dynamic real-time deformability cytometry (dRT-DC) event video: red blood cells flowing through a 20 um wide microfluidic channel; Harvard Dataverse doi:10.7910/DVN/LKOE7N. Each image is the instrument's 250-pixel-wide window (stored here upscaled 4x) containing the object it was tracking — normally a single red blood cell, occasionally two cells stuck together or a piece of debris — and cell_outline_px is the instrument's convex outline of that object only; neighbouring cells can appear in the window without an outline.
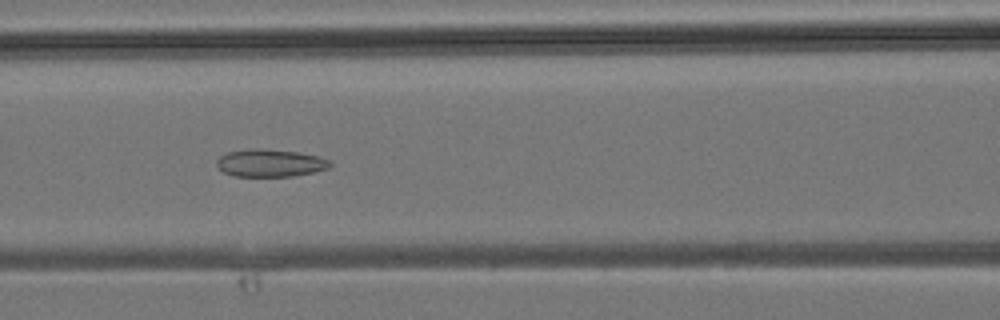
{"species": "common noctule bat (a hibernating species)", "species_latin": "Nyctalus noctula", "temperature_condition": "room temperature", "stored_images_in_passage": 38, "camera_frame_rate_fps": 3000, "um_per_image_px": 0.085, "animal": {"sex": "male", "body_mass_g": 19.2, "forearm_length_mm": 51.8}, "frame": {"image": 1, "passage_image": 16, "time_ms": 5.0, "image_size_px": [1000, 320], "cell_outline_px": [[332, 164], [328, 168], [312, 172], [292, 176], [232, 176], [224, 172], [216, 164], [216, 160], [220, 156], [228, 152], [248, 148], [260, 148], [296, 152], [320, 156], [332, 160]], "centroid_in_image_um": [22.97, 13.84], "position_along_channel_um": 143.6, "area_um2": 18.26}}
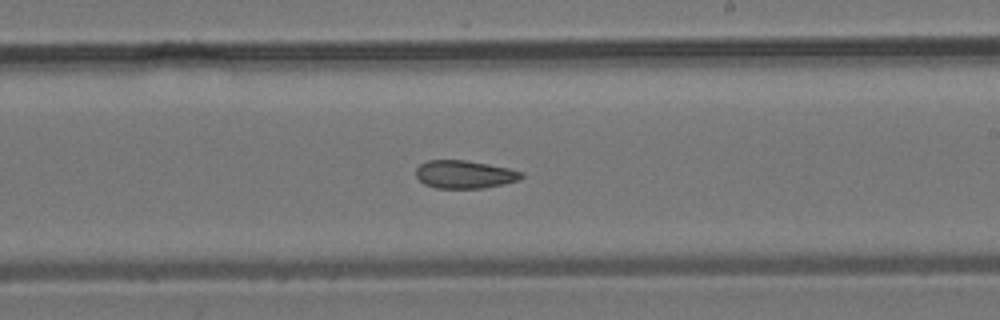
{"frame": {"image": 2, "passage_image": 22, "time_ms": 7.0, "image_size_px": [1000, 320], "cell_outline_px": [[524, 176], [520, 180], [484, 188], [436, 188], [424, 184], [416, 176], [416, 168], [420, 164], [428, 160], [464, 160], [488, 164], [508, 168], [524, 172]], "centroid_in_image_um": [39.5, 14.82], "position_along_channel_um": 249.5, "area_um2": 17.22}}
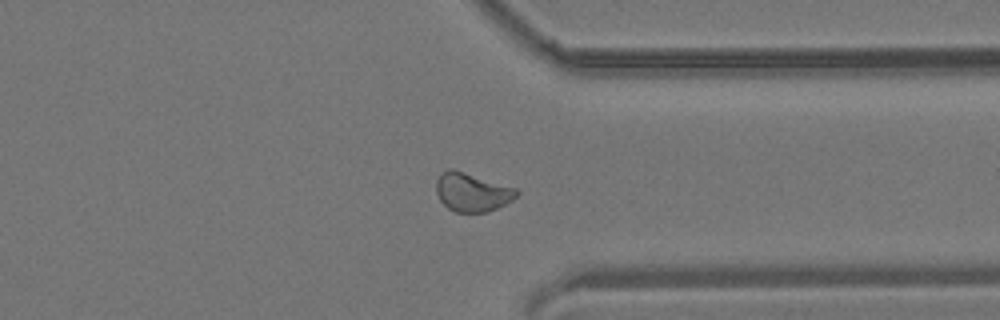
{"frame": {"image": 3, "passage_image": 29, "time_ms": 9.333, "image_size_px": [1000, 320], "cell_outline_px": [[520, 192], [512, 200], [488, 212], [456, 212], [448, 208], [440, 200], [436, 192], [436, 180], [440, 172], [448, 168], [452, 168], [516, 188]], "centroid_in_image_um": [40.1, 16.32], "position_along_channel_um": 371.3, "area_um2": 18.09}}